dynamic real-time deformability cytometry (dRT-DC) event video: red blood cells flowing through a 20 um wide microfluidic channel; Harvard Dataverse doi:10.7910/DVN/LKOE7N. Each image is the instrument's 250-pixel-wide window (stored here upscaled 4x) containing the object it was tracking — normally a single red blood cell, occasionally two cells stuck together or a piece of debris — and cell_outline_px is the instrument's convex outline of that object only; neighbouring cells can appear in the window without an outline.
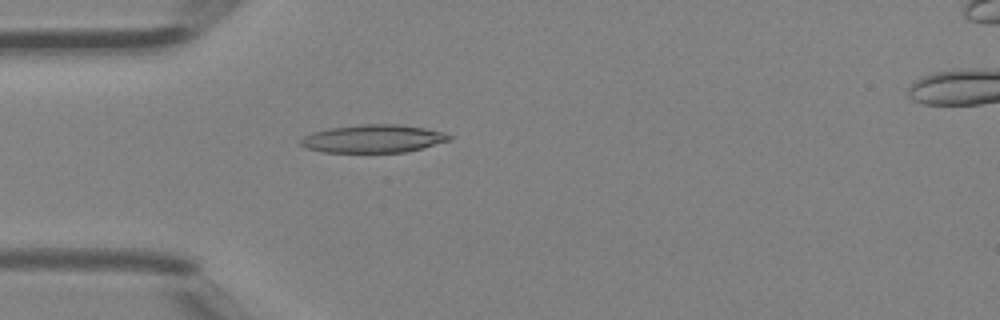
{"species": "Egyptian fruit bat (a non-hibernating species)", "species_latin": "Rousettus aegyptiacus", "temperature_condition": "room temperature", "stored_images_in_passage": 3, "camera_frame_rate_fps": 3000, "um_per_image_px": 0.085, "animal": {"sex": "female"}, "frame": {"image": 1, "passage_image": 3, "time_ms": 0.667, "image_size_px": [1000, 320], "cell_outline_px": [[452, 140], [404, 152], [324, 152], [304, 148], [300, 144], [300, 140], [304, 136], [312, 132], [328, 128], [360, 124], [396, 124], [424, 128], [444, 132], [452, 136]], "centroid_in_image_um": [31.69, 11.78], "position_along_channel_um": 53.3, "area_um2": 24.22}}